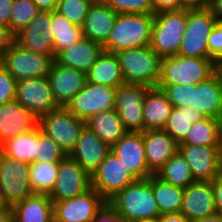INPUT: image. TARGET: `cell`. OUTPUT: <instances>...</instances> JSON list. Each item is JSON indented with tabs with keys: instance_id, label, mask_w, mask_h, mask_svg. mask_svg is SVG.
I'll return each instance as SVG.
<instances>
[{
	"instance_id": "cell-1",
	"label": "cell",
	"mask_w": 222,
	"mask_h": 222,
	"mask_svg": "<svg viewBox=\"0 0 222 222\" xmlns=\"http://www.w3.org/2000/svg\"><path fill=\"white\" fill-rule=\"evenodd\" d=\"M107 204L128 222L157 219L160 216L152 190V175L146 179H136Z\"/></svg>"
},
{
	"instance_id": "cell-2",
	"label": "cell",
	"mask_w": 222,
	"mask_h": 222,
	"mask_svg": "<svg viewBox=\"0 0 222 222\" xmlns=\"http://www.w3.org/2000/svg\"><path fill=\"white\" fill-rule=\"evenodd\" d=\"M154 14H118L107 41L106 52L146 47L150 45Z\"/></svg>"
},
{
	"instance_id": "cell-3",
	"label": "cell",
	"mask_w": 222,
	"mask_h": 222,
	"mask_svg": "<svg viewBox=\"0 0 222 222\" xmlns=\"http://www.w3.org/2000/svg\"><path fill=\"white\" fill-rule=\"evenodd\" d=\"M115 55L124 83L158 86L161 57L150 46L117 51Z\"/></svg>"
},
{
	"instance_id": "cell-4",
	"label": "cell",
	"mask_w": 222,
	"mask_h": 222,
	"mask_svg": "<svg viewBox=\"0 0 222 222\" xmlns=\"http://www.w3.org/2000/svg\"><path fill=\"white\" fill-rule=\"evenodd\" d=\"M187 23V8L154 14L150 47L161 57L178 55Z\"/></svg>"
},
{
	"instance_id": "cell-5",
	"label": "cell",
	"mask_w": 222,
	"mask_h": 222,
	"mask_svg": "<svg viewBox=\"0 0 222 222\" xmlns=\"http://www.w3.org/2000/svg\"><path fill=\"white\" fill-rule=\"evenodd\" d=\"M215 61L179 55L161 58L159 84L196 85L214 73Z\"/></svg>"
},
{
	"instance_id": "cell-6",
	"label": "cell",
	"mask_w": 222,
	"mask_h": 222,
	"mask_svg": "<svg viewBox=\"0 0 222 222\" xmlns=\"http://www.w3.org/2000/svg\"><path fill=\"white\" fill-rule=\"evenodd\" d=\"M54 58L24 49L13 40L0 62L16 81H20L48 76Z\"/></svg>"
},
{
	"instance_id": "cell-7",
	"label": "cell",
	"mask_w": 222,
	"mask_h": 222,
	"mask_svg": "<svg viewBox=\"0 0 222 222\" xmlns=\"http://www.w3.org/2000/svg\"><path fill=\"white\" fill-rule=\"evenodd\" d=\"M217 22L207 8L187 9V23L178 55L209 58L208 38Z\"/></svg>"
},
{
	"instance_id": "cell-8",
	"label": "cell",
	"mask_w": 222,
	"mask_h": 222,
	"mask_svg": "<svg viewBox=\"0 0 222 222\" xmlns=\"http://www.w3.org/2000/svg\"><path fill=\"white\" fill-rule=\"evenodd\" d=\"M85 125L86 121L77 118L66 107H58L38 119L41 131L50 136L67 155L75 148Z\"/></svg>"
},
{
	"instance_id": "cell-9",
	"label": "cell",
	"mask_w": 222,
	"mask_h": 222,
	"mask_svg": "<svg viewBox=\"0 0 222 222\" xmlns=\"http://www.w3.org/2000/svg\"><path fill=\"white\" fill-rule=\"evenodd\" d=\"M0 193L11 208L33 194L29 183V163L8 157L1 151Z\"/></svg>"
},
{
	"instance_id": "cell-10",
	"label": "cell",
	"mask_w": 222,
	"mask_h": 222,
	"mask_svg": "<svg viewBox=\"0 0 222 222\" xmlns=\"http://www.w3.org/2000/svg\"><path fill=\"white\" fill-rule=\"evenodd\" d=\"M90 176L91 188L107 202L136 180L111 151Z\"/></svg>"
},
{
	"instance_id": "cell-11",
	"label": "cell",
	"mask_w": 222,
	"mask_h": 222,
	"mask_svg": "<svg viewBox=\"0 0 222 222\" xmlns=\"http://www.w3.org/2000/svg\"><path fill=\"white\" fill-rule=\"evenodd\" d=\"M107 201L93 188L74 198L54 201L56 222H93Z\"/></svg>"
},
{
	"instance_id": "cell-12",
	"label": "cell",
	"mask_w": 222,
	"mask_h": 222,
	"mask_svg": "<svg viewBox=\"0 0 222 222\" xmlns=\"http://www.w3.org/2000/svg\"><path fill=\"white\" fill-rule=\"evenodd\" d=\"M116 88L86 82L66 108L77 118L84 121L103 111L115 109Z\"/></svg>"
},
{
	"instance_id": "cell-13",
	"label": "cell",
	"mask_w": 222,
	"mask_h": 222,
	"mask_svg": "<svg viewBox=\"0 0 222 222\" xmlns=\"http://www.w3.org/2000/svg\"><path fill=\"white\" fill-rule=\"evenodd\" d=\"M149 88L132 83H123L116 88L115 110L127 131H144L143 103Z\"/></svg>"
},
{
	"instance_id": "cell-14",
	"label": "cell",
	"mask_w": 222,
	"mask_h": 222,
	"mask_svg": "<svg viewBox=\"0 0 222 222\" xmlns=\"http://www.w3.org/2000/svg\"><path fill=\"white\" fill-rule=\"evenodd\" d=\"M15 100L37 119L59 107L47 76L17 81Z\"/></svg>"
},
{
	"instance_id": "cell-15",
	"label": "cell",
	"mask_w": 222,
	"mask_h": 222,
	"mask_svg": "<svg viewBox=\"0 0 222 222\" xmlns=\"http://www.w3.org/2000/svg\"><path fill=\"white\" fill-rule=\"evenodd\" d=\"M90 188V174L73 158L66 155L59 162L57 179L48 195L53 202L62 201L79 196Z\"/></svg>"
},
{
	"instance_id": "cell-16",
	"label": "cell",
	"mask_w": 222,
	"mask_h": 222,
	"mask_svg": "<svg viewBox=\"0 0 222 222\" xmlns=\"http://www.w3.org/2000/svg\"><path fill=\"white\" fill-rule=\"evenodd\" d=\"M189 164L195 181H209L221 173L222 146L179 144L178 150Z\"/></svg>"
},
{
	"instance_id": "cell-17",
	"label": "cell",
	"mask_w": 222,
	"mask_h": 222,
	"mask_svg": "<svg viewBox=\"0 0 222 222\" xmlns=\"http://www.w3.org/2000/svg\"><path fill=\"white\" fill-rule=\"evenodd\" d=\"M111 152L136 179H146L153 175L148 168L142 132L128 131L111 146Z\"/></svg>"
},
{
	"instance_id": "cell-18",
	"label": "cell",
	"mask_w": 222,
	"mask_h": 222,
	"mask_svg": "<svg viewBox=\"0 0 222 222\" xmlns=\"http://www.w3.org/2000/svg\"><path fill=\"white\" fill-rule=\"evenodd\" d=\"M51 11L40 10L30 23L14 35V41L39 54L54 56V39L50 28Z\"/></svg>"
},
{
	"instance_id": "cell-19",
	"label": "cell",
	"mask_w": 222,
	"mask_h": 222,
	"mask_svg": "<svg viewBox=\"0 0 222 222\" xmlns=\"http://www.w3.org/2000/svg\"><path fill=\"white\" fill-rule=\"evenodd\" d=\"M48 79L54 101L59 107H66L87 82L86 73L53 61Z\"/></svg>"
},
{
	"instance_id": "cell-20",
	"label": "cell",
	"mask_w": 222,
	"mask_h": 222,
	"mask_svg": "<svg viewBox=\"0 0 222 222\" xmlns=\"http://www.w3.org/2000/svg\"><path fill=\"white\" fill-rule=\"evenodd\" d=\"M180 213L191 222L216 214L214 190L209 181H194L184 188Z\"/></svg>"
},
{
	"instance_id": "cell-21",
	"label": "cell",
	"mask_w": 222,
	"mask_h": 222,
	"mask_svg": "<svg viewBox=\"0 0 222 222\" xmlns=\"http://www.w3.org/2000/svg\"><path fill=\"white\" fill-rule=\"evenodd\" d=\"M110 151L111 147L85 125L69 156L91 175Z\"/></svg>"
},
{
	"instance_id": "cell-22",
	"label": "cell",
	"mask_w": 222,
	"mask_h": 222,
	"mask_svg": "<svg viewBox=\"0 0 222 222\" xmlns=\"http://www.w3.org/2000/svg\"><path fill=\"white\" fill-rule=\"evenodd\" d=\"M37 126L38 119L16 100L0 105V145Z\"/></svg>"
},
{
	"instance_id": "cell-23",
	"label": "cell",
	"mask_w": 222,
	"mask_h": 222,
	"mask_svg": "<svg viewBox=\"0 0 222 222\" xmlns=\"http://www.w3.org/2000/svg\"><path fill=\"white\" fill-rule=\"evenodd\" d=\"M149 171L155 175L178 152L179 144L164 130L142 132Z\"/></svg>"
},
{
	"instance_id": "cell-24",
	"label": "cell",
	"mask_w": 222,
	"mask_h": 222,
	"mask_svg": "<svg viewBox=\"0 0 222 222\" xmlns=\"http://www.w3.org/2000/svg\"><path fill=\"white\" fill-rule=\"evenodd\" d=\"M192 107L204 117L222 120V90L214 73L192 85Z\"/></svg>"
},
{
	"instance_id": "cell-25",
	"label": "cell",
	"mask_w": 222,
	"mask_h": 222,
	"mask_svg": "<svg viewBox=\"0 0 222 222\" xmlns=\"http://www.w3.org/2000/svg\"><path fill=\"white\" fill-rule=\"evenodd\" d=\"M104 51L103 45L87 38L60 51L54 61L82 72H87Z\"/></svg>"
},
{
	"instance_id": "cell-26",
	"label": "cell",
	"mask_w": 222,
	"mask_h": 222,
	"mask_svg": "<svg viewBox=\"0 0 222 222\" xmlns=\"http://www.w3.org/2000/svg\"><path fill=\"white\" fill-rule=\"evenodd\" d=\"M118 13L106 4L90 6L81 26L83 37L104 44L113 28Z\"/></svg>"
},
{
	"instance_id": "cell-27",
	"label": "cell",
	"mask_w": 222,
	"mask_h": 222,
	"mask_svg": "<svg viewBox=\"0 0 222 222\" xmlns=\"http://www.w3.org/2000/svg\"><path fill=\"white\" fill-rule=\"evenodd\" d=\"M173 106L159 87H150L144 97L143 121L145 130H163Z\"/></svg>"
},
{
	"instance_id": "cell-28",
	"label": "cell",
	"mask_w": 222,
	"mask_h": 222,
	"mask_svg": "<svg viewBox=\"0 0 222 222\" xmlns=\"http://www.w3.org/2000/svg\"><path fill=\"white\" fill-rule=\"evenodd\" d=\"M14 222H52L53 201L48 194L33 193L12 207Z\"/></svg>"
},
{
	"instance_id": "cell-29",
	"label": "cell",
	"mask_w": 222,
	"mask_h": 222,
	"mask_svg": "<svg viewBox=\"0 0 222 222\" xmlns=\"http://www.w3.org/2000/svg\"><path fill=\"white\" fill-rule=\"evenodd\" d=\"M86 79L89 83L115 88L123 84L124 79L115 53L103 51L86 72Z\"/></svg>"
},
{
	"instance_id": "cell-30",
	"label": "cell",
	"mask_w": 222,
	"mask_h": 222,
	"mask_svg": "<svg viewBox=\"0 0 222 222\" xmlns=\"http://www.w3.org/2000/svg\"><path fill=\"white\" fill-rule=\"evenodd\" d=\"M86 126L110 147L128 132L115 109L91 116Z\"/></svg>"
},
{
	"instance_id": "cell-31",
	"label": "cell",
	"mask_w": 222,
	"mask_h": 222,
	"mask_svg": "<svg viewBox=\"0 0 222 222\" xmlns=\"http://www.w3.org/2000/svg\"><path fill=\"white\" fill-rule=\"evenodd\" d=\"M38 126L33 130L7 139L0 145V151L13 159L33 163L37 158Z\"/></svg>"
},
{
	"instance_id": "cell-32",
	"label": "cell",
	"mask_w": 222,
	"mask_h": 222,
	"mask_svg": "<svg viewBox=\"0 0 222 222\" xmlns=\"http://www.w3.org/2000/svg\"><path fill=\"white\" fill-rule=\"evenodd\" d=\"M50 28L54 39V57L83 38L82 28L56 10L51 11Z\"/></svg>"
},
{
	"instance_id": "cell-33",
	"label": "cell",
	"mask_w": 222,
	"mask_h": 222,
	"mask_svg": "<svg viewBox=\"0 0 222 222\" xmlns=\"http://www.w3.org/2000/svg\"><path fill=\"white\" fill-rule=\"evenodd\" d=\"M181 144L222 146V120L205 117L195 122Z\"/></svg>"
},
{
	"instance_id": "cell-34",
	"label": "cell",
	"mask_w": 222,
	"mask_h": 222,
	"mask_svg": "<svg viewBox=\"0 0 222 222\" xmlns=\"http://www.w3.org/2000/svg\"><path fill=\"white\" fill-rule=\"evenodd\" d=\"M203 118H205L203 114L192 106L173 108L163 130L169 134L174 141L181 144L188 135L192 124Z\"/></svg>"
},
{
	"instance_id": "cell-35",
	"label": "cell",
	"mask_w": 222,
	"mask_h": 222,
	"mask_svg": "<svg viewBox=\"0 0 222 222\" xmlns=\"http://www.w3.org/2000/svg\"><path fill=\"white\" fill-rule=\"evenodd\" d=\"M152 190L160 215L180 212L184 188L166 183L152 175Z\"/></svg>"
},
{
	"instance_id": "cell-36",
	"label": "cell",
	"mask_w": 222,
	"mask_h": 222,
	"mask_svg": "<svg viewBox=\"0 0 222 222\" xmlns=\"http://www.w3.org/2000/svg\"><path fill=\"white\" fill-rule=\"evenodd\" d=\"M155 175L162 181L181 188H186L195 181L189 164L179 151Z\"/></svg>"
},
{
	"instance_id": "cell-37",
	"label": "cell",
	"mask_w": 222,
	"mask_h": 222,
	"mask_svg": "<svg viewBox=\"0 0 222 222\" xmlns=\"http://www.w3.org/2000/svg\"><path fill=\"white\" fill-rule=\"evenodd\" d=\"M59 162L29 164V183L33 193L49 194L57 179Z\"/></svg>"
},
{
	"instance_id": "cell-38",
	"label": "cell",
	"mask_w": 222,
	"mask_h": 222,
	"mask_svg": "<svg viewBox=\"0 0 222 222\" xmlns=\"http://www.w3.org/2000/svg\"><path fill=\"white\" fill-rule=\"evenodd\" d=\"M40 9L32 0H14L11 9L10 33L14 36L37 16Z\"/></svg>"
},
{
	"instance_id": "cell-39",
	"label": "cell",
	"mask_w": 222,
	"mask_h": 222,
	"mask_svg": "<svg viewBox=\"0 0 222 222\" xmlns=\"http://www.w3.org/2000/svg\"><path fill=\"white\" fill-rule=\"evenodd\" d=\"M67 154L38 126L37 162H60Z\"/></svg>"
},
{
	"instance_id": "cell-40",
	"label": "cell",
	"mask_w": 222,
	"mask_h": 222,
	"mask_svg": "<svg viewBox=\"0 0 222 222\" xmlns=\"http://www.w3.org/2000/svg\"><path fill=\"white\" fill-rule=\"evenodd\" d=\"M173 108L192 106V85L158 84Z\"/></svg>"
},
{
	"instance_id": "cell-41",
	"label": "cell",
	"mask_w": 222,
	"mask_h": 222,
	"mask_svg": "<svg viewBox=\"0 0 222 222\" xmlns=\"http://www.w3.org/2000/svg\"><path fill=\"white\" fill-rule=\"evenodd\" d=\"M89 7L83 0H58L56 11L66 16L74 25L81 27Z\"/></svg>"
},
{
	"instance_id": "cell-42",
	"label": "cell",
	"mask_w": 222,
	"mask_h": 222,
	"mask_svg": "<svg viewBox=\"0 0 222 222\" xmlns=\"http://www.w3.org/2000/svg\"><path fill=\"white\" fill-rule=\"evenodd\" d=\"M116 13L154 14L152 0H105Z\"/></svg>"
},
{
	"instance_id": "cell-43",
	"label": "cell",
	"mask_w": 222,
	"mask_h": 222,
	"mask_svg": "<svg viewBox=\"0 0 222 222\" xmlns=\"http://www.w3.org/2000/svg\"><path fill=\"white\" fill-rule=\"evenodd\" d=\"M16 82L0 62V105L15 100Z\"/></svg>"
},
{
	"instance_id": "cell-44",
	"label": "cell",
	"mask_w": 222,
	"mask_h": 222,
	"mask_svg": "<svg viewBox=\"0 0 222 222\" xmlns=\"http://www.w3.org/2000/svg\"><path fill=\"white\" fill-rule=\"evenodd\" d=\"M209 59L222 62V22H217L208 38Z\"/></svg>"
},
{
	"instance_id": "cell-45",
	"label": "cell",
	"mask_w": 222,
	"mask_h": 222,
	"mask_svg": "<svg viewBox=\"0 0 222 222\" xmlns=\"http://www.w3.org/2000/svg\"><path fill=\"white\" fill-rule=\"evenodd\" d=\"M152 4L154 14L163 11L184 9L181 0H152Z\"/></svg>"
},
{
	"instance_id": "cell-46",
	"label": "cell",
	"mask_w": 222,
	"mask_h": 222,
	"mask_svg": "<svg viewBox=\"0 0 222 222\" xmlns=\"http://www.w3.org/2000/svg\"><path fill=\"white\" fill-rule=\"evenodd\" d=\"M93 222H128L116 213L108 204L97 214Z\"/></svg>"
},
{
	"instance_id": "cell-47",
	"label": "cell",
	"mask_w": 222,
	"mask_h": 222,
	"mask_svg": "<svg viewBox=\"0 0 222 222\" xmlns=\"http://www.w3.org/2000/svg\"><path fill=\"white\" fill-rule=\"evenodd\" d=\"M211 184L214 190L216 214L222 217V175L214 178Z\"/></svg>"
},
{
	"instance_id": "cell-48",
	"label": "cell",
	"mask_w": 222,
	"mask_h": 222,
	"mask_svg": "<svg viewBox=\"0 0 222 222\" xmlns=\"http://www.w3.org/2000/svg\"><path fill=\"white\" fill-rule=\"evenodd\" d=\"M13 2L14 0H0V24L7 27L9 32Z\"/></svg>"
},
{
	"instance_id": "cell-49",
	"label": "cell",
	"mask_w": 222,
	"mask_h": 222,
	"mask_svg": "<svg viewBox=\"0 0 222 222\" xmlns=\"http://www.w3.org/2000/svg\"><path fill=\"white\" fill-rule=\"evenodd\" d=\"M13 37L14 36L9 32L8 28L0 24V58L13 41Z\"/></svg>"
},
{
	"instance_id": "cell-50",
	"label": "cell",
	"mask_w": 222,
	"mask_h": 222,
	"mask_svg": "<svg viewBox=\"0 0 222 222\" xmlns=\"http://www.w3.org/2000/svg\"><path fill=\"white\" fill-rule=\"evenodd\" d=\"M158 222H191L186 216L182 213H169V214H161L157 218Z\"/></svg>"
},
{
	"instance_id": "cell-51",
	"label": "cell",
	"mask_w": 222,
	"mask_h": 222,
	"mask_svg": "<svg viewBox=\"0 0 222 222\" xmlns=\"http://www.w3.org/2000/svg\"><path fill=\"white\" fill-rule=\"evenodd\" d=\"M207 9L218 22H222V0H209Z\"/></svg>"
},
{
	"instance_id": "cell-52",
	"label": "cell",
	"mask_w": 222,
	"mask_h": 222,
	"mask_svg": "<svg viewBox=\"0 0 222 222\" xmlns=\"http://www.w3.org/2000/svg\"><path fill=\"white\" fill-rule=\"evenodd\" d=\"M184 8L204 9L208 7L209 0H181Z\"/></svg>"
},
{
	"instance_id": "cell-53",
	"label": "cell",
	"mask_w": 222,
	"mask_h": 222,
	"mask_svg": "<svg viewBox=\"0 0 222 222\" xmlns=\"http://www.w3.org/2000/svg\"><path fill=\"white\" fill-rule=\"evenodd\" d=\"M40 10L53 11L56 10L58 0H32Z\"/></svg>"
},
{
	"instance_id": "cell-54",
	"label": "cell",
	"mask_w": 222,
	"mask_h": 222,
	"mask_svg": "<svg viewBox=\"0 0 222 222\" xmlns=\"http://www.w3.org/2000/svg\"><path fill=\"white\" fill-rule=\"evenodd\" d=\"M0 222H14V214L11 207L0 213Z\"/></svg>"
},
{
	"instance_id": "cell-55",
	"label": "cell",
	"mask_w": 222,
	"mask_h": 222,
	"mask_svg": "<svg viewBox=\"0 0 222 222\" xmlns=\"http://www.w3.org/2000/svg\"><path fill=\"white\" fill-rule=\"evenodd\" d=\"M214 74L217 77L220 85V89L222 90V62H216L214 65Z\"/></svg>"
},
{
	"instance_id": "cell-56",
	"label": "cell",
	"mask_w": 222,
	"mask_h": 222,
	"mask_svg": "<svg viewBox=\"0 0 222 222\" xmlns=\"http://www.w3.org/2000/svg\"><path fill=\"white\" fill-rule=\"evenodd\" d=\"M193 222H222V217L220 215L215 214L209 217L197 219Z\"/></svg>"
},
{
	"instance_id": "cell-57",
	"label": "cell",
	"mask_w": 222,
	"mask_h": 222,
	"mask_svg": "<svg viewBox=\"0 0 222 222\" xmlns=\"http://www.w3.org/2000/svg\"><path fill=\"white\" fill-rule=\"evenodd\" d=\"M89 6L105 4V0H83Z\"/></svg>"
},
{
	"instance_id": "cell-58",
	"label": "cell",
	"mask_w": 222,
	"mask_h": 222,
	"mask_svg": "<svg viewBox=\"0 0 222 222\" xmlns=\"http://www.w3.org/2000/svg\"><path fill=\"white\" fill-rule=\"evenodd\" d=\"M9 206L4 202L3 196L0 193V213L4 212Z\"/></svg>"
},
{
	"instance_id": "cell-59",
	"label": "cell",
	"mask_w": 222,
	"mask_h": 222,
	"mask_svg": "<svg viewBox=\"0 0 222 222\" xmlns=\"http://www.w3.org/2000/svg\"><path fill=\"white\" fill-rule=\"evenodd\" d=\"M133 222H158L157 219H151V220H138Z\"/></svg>"
},
{
	"instance_id": "cell-60",
	"label": "cell",
	"mask_w": 222,
	"mask_h": 222,
	"mask_svg": "<svg viewBox=\"0 0 222 222\" xmlns=\"http://www.w3.org/2000/svg\"><path fill=\"white\" fill-rule=\"evenodd\" d=\"M220 174L222 175V151H221V173Z\"/></svg>"
}]
</instances>
